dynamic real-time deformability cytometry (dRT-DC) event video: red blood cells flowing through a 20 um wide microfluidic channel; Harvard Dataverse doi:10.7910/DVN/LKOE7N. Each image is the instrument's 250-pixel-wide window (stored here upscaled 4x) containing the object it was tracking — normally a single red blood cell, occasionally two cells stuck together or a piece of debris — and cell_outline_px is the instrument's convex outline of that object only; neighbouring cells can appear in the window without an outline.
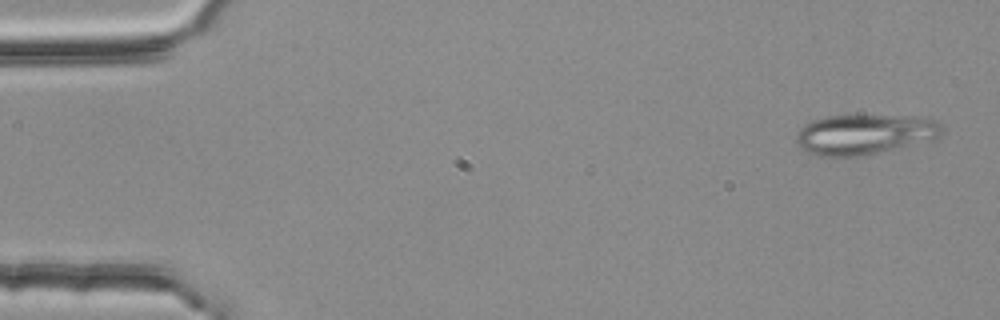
{"species": "common noctule bat (a hibernating species)", "species_latin": "Nyctalus noctula", "temperature_condition": "room temperature", "stored_images_in_passage": 2, "camera_frame_rate_fps": 3000, "um_per_image_px": 0.085, "animal": {"sex": "female", "body_mass_g": 25.1}, "frame": {"image": 1, "passage_image": 2, "time_ms": 0.333, "image_size_px": [1000, 320], "cell_outline_px": [[944, 128], [940, 136], [936, 140], [856, 156], [816, 156], [800, 148], [796, 140], [796, 132], [804, 124], [812, 120], [828, 116], [916, 116], [932, 120], [940, 124]], "centroid_in_image_um": [73.48, 11.42], "position_along_channel_um": 11.5, "area_um2": 33.99}}